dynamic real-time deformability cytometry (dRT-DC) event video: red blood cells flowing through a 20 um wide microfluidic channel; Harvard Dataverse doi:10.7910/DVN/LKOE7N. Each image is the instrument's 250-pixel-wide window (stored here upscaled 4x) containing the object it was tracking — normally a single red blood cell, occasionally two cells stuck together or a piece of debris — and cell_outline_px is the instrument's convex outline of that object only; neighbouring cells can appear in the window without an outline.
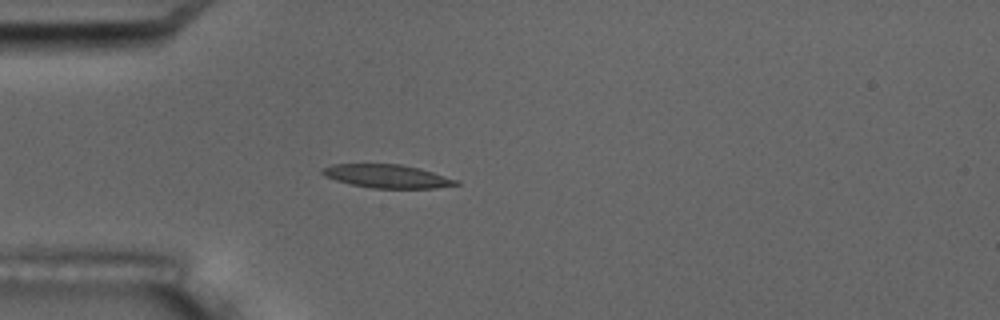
{"species": "common noctule bat (a hibernating species)", "species_latin": "Nyctalus noctula", "temperature_condition": "room temperature", "stored_images_in_passage": 6, "camera_frame_rate_fps": 3000, "um_per_image_px": 0.085, "animal": {"sex": "male", "body_mass_g": 17.5, "forearm_length_mm": 52.3}, "frame": {"image": 1, "passage_image": 5, "time_ms": 4.667, "image_size_px": [1000, 320], "cell_outline_px": [[460, 184], [436, 188], [372, 188], [352, 184], [336, 180], [324, 176], [320, 172], [324, 168], [332, 164], [400, 164], [420, 168], [460, 180]], "centroid_in_image_um": [32.95, 14.98], "position_along_channel_um": 52.1, "area_um2": 18.21}}